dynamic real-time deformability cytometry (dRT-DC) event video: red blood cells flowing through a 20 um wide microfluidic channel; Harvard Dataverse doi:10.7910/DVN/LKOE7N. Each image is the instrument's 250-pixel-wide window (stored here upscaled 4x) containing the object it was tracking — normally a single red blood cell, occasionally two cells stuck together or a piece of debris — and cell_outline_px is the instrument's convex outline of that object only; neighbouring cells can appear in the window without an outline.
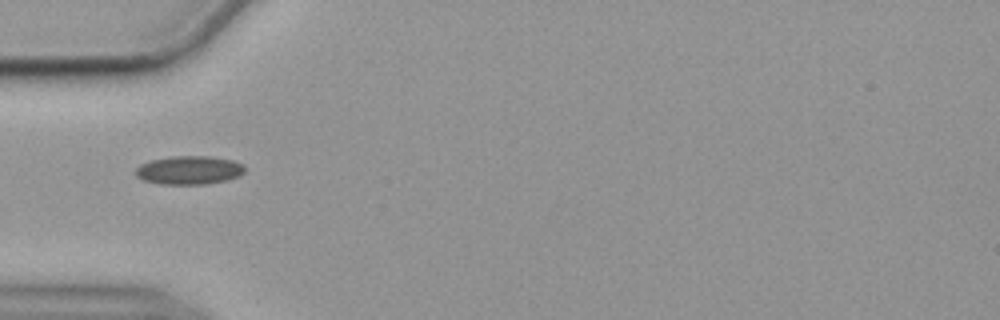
{"species": "common noctule bat (a hibernating species)", "species_latin": "Nyctalus noctula", "temperature_condition": "cold", "stored_images_in_passage": 39, "camera_frame_rate_fps": 3000, "um_per_image_px": 0.085, "animal": {"sex": "female", "body_mass_g": 19.9}, "frame": {"image": 1, "passage_image": 1, "time_ms": 0.0, "image_size_px": [1000, 320], "cell_outline_px": [[244, 172], [240, 176], [228, 180], [208, 184], [160, 184], [144, 180], [136, 176], [136, 168], [140, 164], [152, 160], [172, 156], [208, 156], [232, 160], [244, 164]], "centroid_in_image_um": [16.1, 14.47], "position_along_channel_um": 68.9, "area_um2": 18.21}}
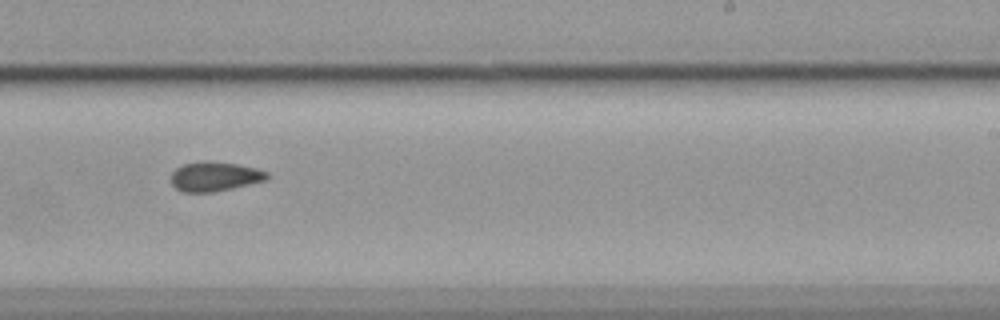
{"frame": {"image": 2, "passage_image": 18, "time_ms": 5.667, "image_size_px": [1000, 320], "cell_outline_px": [[268, 180], [232, 188], [212, 192], [180, 192], [172, 184], [172, 172], [176, 168], [184, 164], [204, 160], [212, 160], [236, 164], [256, 168], [268, 172]], "centroid_in_image_um": [18.25, 14.99], "position_along_channel_um": 270.7, "area_um2": 16.59}}
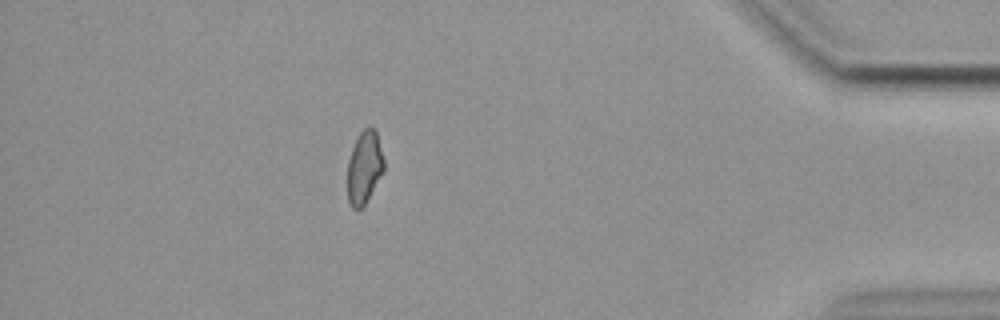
{"frame": {"image": 3, "passage_image": 33, "time_ms": 10.667, "image_size_px": [1000, 320], "cell_outline_px": [[384, 168], [364, 204], [356, 212], [348, 204], [348, 160], [352, 148], [360, 132], [368, 124], [376, 132], [384, 160]], "centroid_in_image_um": [30.94, 14.22], "position_along_channel_um": 404.3, "area_um2": 15.14}, "authors_computed_cell_mechanics": {"area_um2": 16.473, "velocity_mm_per_s": 3.5669, "shape_relaxation_time_tau1_ms": null, "shape_relaxation_time_tau2_ms": 9.8535, "deformation_change_tau1": null, "deformation_change_tau2": 0.1582}}